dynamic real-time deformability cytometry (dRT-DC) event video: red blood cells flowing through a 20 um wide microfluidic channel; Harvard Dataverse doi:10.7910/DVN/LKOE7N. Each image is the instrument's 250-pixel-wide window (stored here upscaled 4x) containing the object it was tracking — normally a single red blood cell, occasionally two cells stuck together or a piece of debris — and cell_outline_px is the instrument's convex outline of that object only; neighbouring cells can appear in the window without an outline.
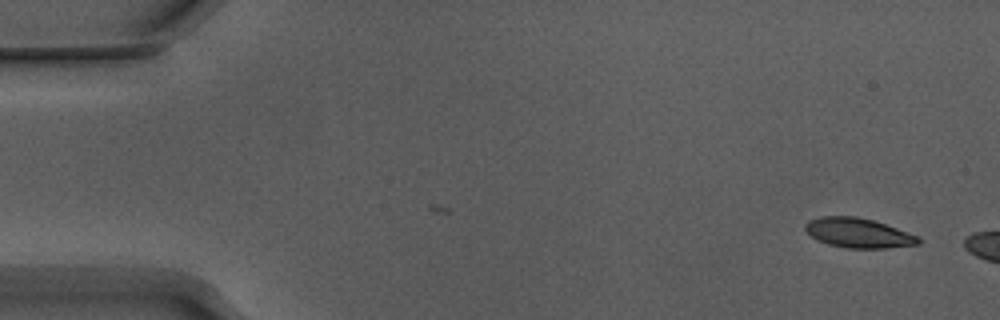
{"species": "Egyptian fruit bat (a non-hibernating species)", "species_latin": "Rousettus aegyptiacus", "temperature_condition": "warm", "stored_images_in_passage": 6, "camera_frame_rate_fps": 3000, "um_per_image_px": 0.085, "animal": {"sex": "male"}, "frame": {"image": 1, "passage_image": 1, "time_ms": 0.0, "image_size_px": [1000, 320], "cell_outline_px": [[920, 244], [884, 248], [848, 248], [828, 244], [812, 236], [804, 228], [804, 224], [808, 220], [820, 216], [856, 216], [872, 220], [920, 236]], "centroid_in_image_um": [72.95, 19.79], "position_along_channel_um": 12.0, "area_um2": 19.42}}